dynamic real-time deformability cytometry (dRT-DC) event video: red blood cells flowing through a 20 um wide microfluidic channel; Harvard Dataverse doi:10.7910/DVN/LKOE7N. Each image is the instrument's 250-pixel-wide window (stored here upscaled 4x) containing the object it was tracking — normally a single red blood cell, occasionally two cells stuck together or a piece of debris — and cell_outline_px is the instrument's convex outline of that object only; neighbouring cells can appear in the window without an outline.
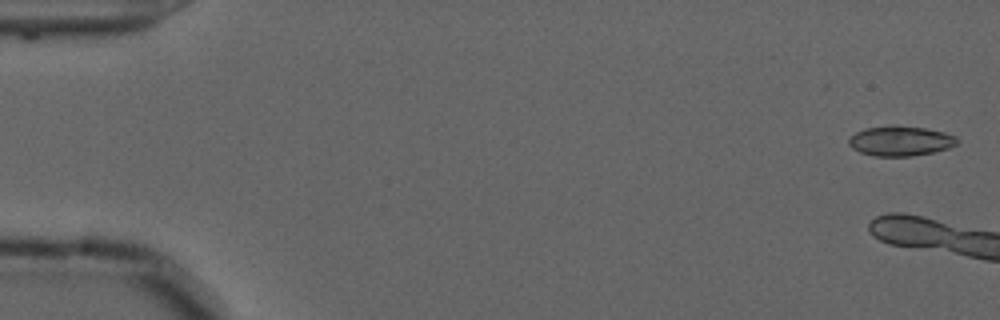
{"species": "common noctule bat (a hibernating species)", "species_latin": "Nyctalus noctula", "temperature_condition": "cold", "stored_images_in_passage": 10, "camera_frame_rate_fps": 3000, "um_per_image_px": 0.085, "animal": {"sex": "male", "forearm_length_mm": 52.5}, "frame": {"image": 1, "passage_image": 2, "time_ms": 0.333, "image_size_px": [1000, 320], "cell_outline_px": [[956, 144], [948, 148], [932, 152], [912, 156], [876, 156], [860, 152], [852, 148], [848, 144], [848, 140], [856, 132], [868, 128], [924, 128], [944, 132], [956, 136]], "centroid_in_image_um": [76.54, 12.02], "position_along_channel_um": 8.5, "area_um2": 17.98}}